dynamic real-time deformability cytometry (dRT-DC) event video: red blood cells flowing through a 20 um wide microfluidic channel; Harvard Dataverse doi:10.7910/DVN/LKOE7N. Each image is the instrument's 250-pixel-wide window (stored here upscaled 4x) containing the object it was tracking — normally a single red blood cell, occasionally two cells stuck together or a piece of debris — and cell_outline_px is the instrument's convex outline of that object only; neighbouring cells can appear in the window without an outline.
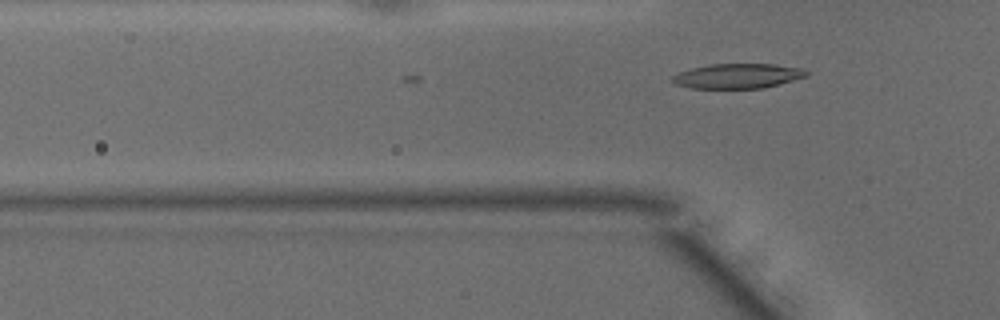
{"species": "common noctule bat (a hibernating species)", "species_latin": "Nyctalus noctula", "temperature_condition": "warm", "stored_images_in_passage": 4, "camera_frame_rate_fps": 3000, "um_per_image_px": 0.085, "animal": {"sex": "male", "body_mass_g": 15.6}, "frame": {"image": 1, "passage_image": 4, "time_ms": 1.0, "image_size_px": [1000, 320], "cell_outline_px": [[808, 76], [764, 88], [692, 88], [676, 84], [672, 80], [672, 76], [680, 72], [692, 68], [712, 64], [772, 64], [800, 68], [808, 72]], "centroid_in_image_um": [62.71, 6.46], "position_along_channel_um": 63.1, "area_um2": 19.13}}